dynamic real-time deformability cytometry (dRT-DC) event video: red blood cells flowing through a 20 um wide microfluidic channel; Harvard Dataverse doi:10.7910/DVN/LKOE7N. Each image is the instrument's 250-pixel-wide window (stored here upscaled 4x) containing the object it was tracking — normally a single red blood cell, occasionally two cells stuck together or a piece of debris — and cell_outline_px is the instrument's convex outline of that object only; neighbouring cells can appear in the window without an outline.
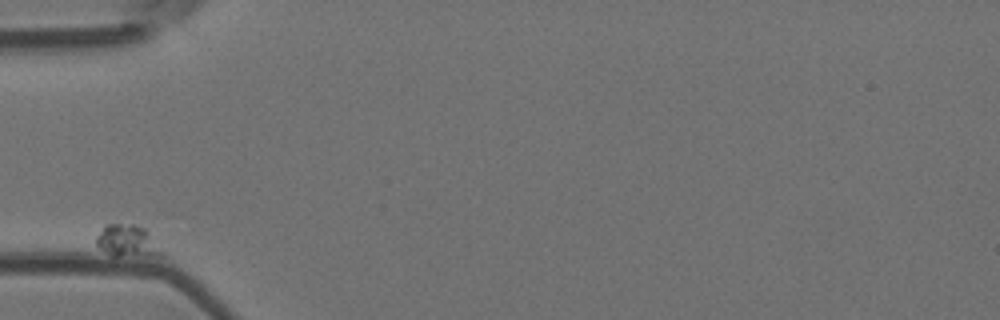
{"species": "Egyptian fruit bat (a non-hibernating species)", "species_latin": "Rousettus aegyptiacus", "temperature_condition": "room temperature", "stored_images_in_passage": 5, "camera_frame_rate_fps": 3000, "um_per_image_px": 0.085, "animal": {"sex": "female"}, "frame": {"image": 1, "passage_image": 1, "time_ms": 0.0, "image_size_px": [1000, 320], "cell_outline_px": [[164, 252], [160, 256], [112, 256], [100, 248], [96, 244], [96, 236], [104, 224], [136, 224], [144, 228], [148, 232]], "centroid_in_image_um": [10.82, 20.48], "position_along_channel_um": 74.2, "area_um2": 12.31}}
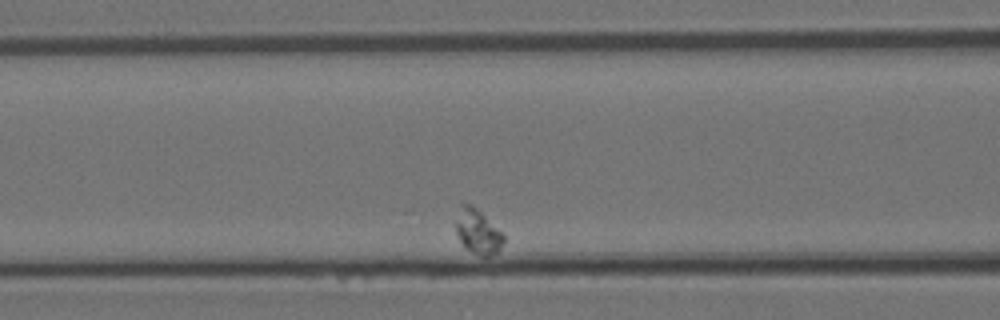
{"frame": {"image": 2, "passage_image": 3, "time_ms": 2.333, "image_size_px": [1000, 320], "cell_outline_px": [[504, 240], [500, 252], [492, 256], [480, 256], [464, 248], [456, 232], [456, 224], [460, 204], [464, 200], [476, 208], [504, 232]], "centroid_in_image_um": [40.65, 19.69], "position_along_channel_um": 126.0, "area_um2": 12.77}}
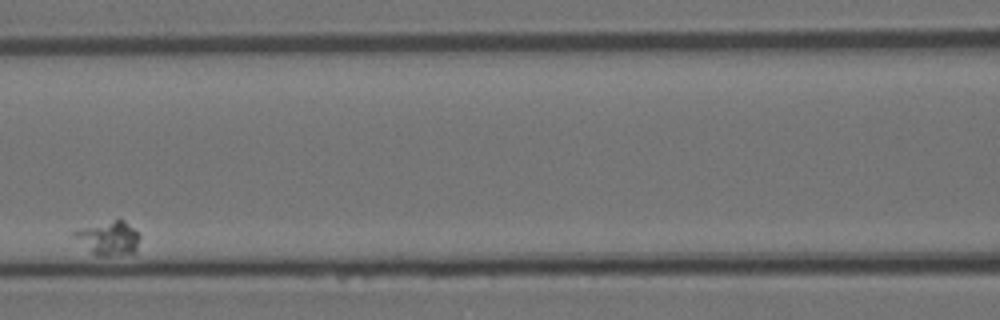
{"frame": {"image": 3, "passage_image": 4, "time_ms": 3.667, "image_size_px": [1000, 320], "cell_outline_px": [[140, 236], [136, 252], [108, 256], [96, 256], [72, 236], [72, 232], [80, 228], [116, 220], [124, 220], [140, 232]], "centroid_in_image_um": [9.26, 20.25], "position_along_channel_um": 157.3, "area_um2": 12.89}}